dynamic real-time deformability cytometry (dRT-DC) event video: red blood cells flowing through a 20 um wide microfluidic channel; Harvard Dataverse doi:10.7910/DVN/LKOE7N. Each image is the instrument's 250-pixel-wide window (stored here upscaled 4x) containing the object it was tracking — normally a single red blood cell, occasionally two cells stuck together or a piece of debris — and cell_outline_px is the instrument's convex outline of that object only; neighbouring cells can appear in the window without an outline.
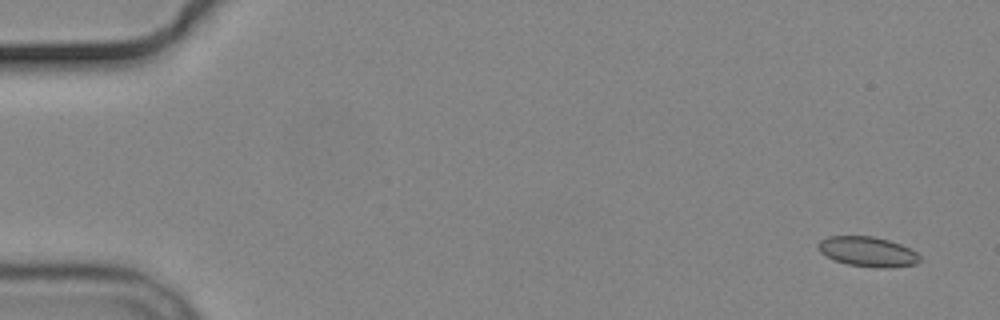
{"species": "common noctule bat (a hibernating species)", "species_latin": "Nyctalus noctula", "temperature_condition": "cold", "stored_images_in_passage": 4, "camera_frame_rate_fps": 3000, "um_per_image_px": 0.085, "animal": {"sex": "male", "body_mass_g": 19.2, "forearm_length_mm": 51.8}, "frame": {"image": 1, "passage_image": 1, "time_ms": 0.0, "image_size_px": [1000, 320], "cell_outline_px": [[920, 260], [916, 264], [888, 268], [880, 268], [848, 264], [832, 260], [820, 252], [816, 244], [820, 240], [828, 236], [872, 236], [888, 240], [912, 248], [920, 256]], "centroid_in_image_um": [73.74, 21.39], "position_along_channel_um": 11.3, "area_um2": 17.86}}
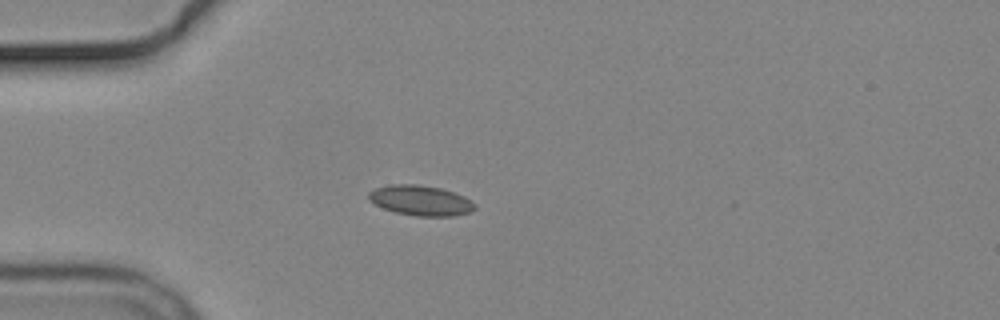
{"frame": {"image": 2, "passage_image": 4, "time_ms": 4.333, "image_size_px": [1000, 320], "cell_outline_px": [[476, 208], [472, 212], [452, 216], [416, 216], [396, 212], [384, 208], [368, 200], [368, 192], [376, 188], [392, 184], [416, 184], [440, 188], [464, 196], [472, 200], [476, 204]], "centroid_in_image_um": [35.78, 17.04], "position_along_channel_um": 49.2, "area_um2": 18.67}}